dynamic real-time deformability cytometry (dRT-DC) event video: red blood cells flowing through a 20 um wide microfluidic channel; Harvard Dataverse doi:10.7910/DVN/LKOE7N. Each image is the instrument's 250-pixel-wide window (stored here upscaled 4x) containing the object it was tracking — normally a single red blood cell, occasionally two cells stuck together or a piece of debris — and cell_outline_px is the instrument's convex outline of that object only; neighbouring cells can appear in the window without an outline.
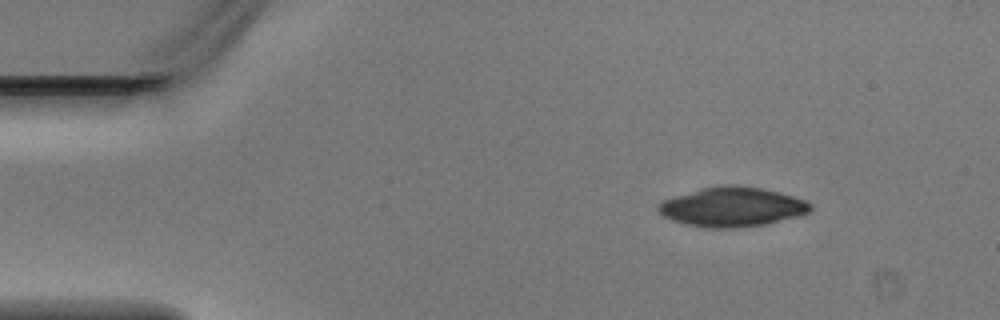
{"species": "Egyptian fruit bat (a non-hibernating species)", "species_latin": "Rousettus aegyptiacus", "temperature_condition": "warm", "stored_images_in_passage": 4, "camera_frame_rate_fps": 3000, "um_per_image_px": 0.085, "animal": {"sex": "male"}, "frame": {"image": 1, "passage_image": 2, "time_ms": 0.333, "image_size_px": [1000, 320], "cell_outline_px": [[812, 212], [800, 216], [764, 224], [732, 228], [708, 228], [684, 224], [672, 220], [664, 216], [656, 208], [656, 204], [660, 200], [700, 188], [720, 184], [732, 184], [764, 188], [780, 192], [804, 200], [812, 204]], "centroid_in_image_um": [62.21, 17.57], "position_along_channel_um": 22.8, "area_um2": 35.49}}